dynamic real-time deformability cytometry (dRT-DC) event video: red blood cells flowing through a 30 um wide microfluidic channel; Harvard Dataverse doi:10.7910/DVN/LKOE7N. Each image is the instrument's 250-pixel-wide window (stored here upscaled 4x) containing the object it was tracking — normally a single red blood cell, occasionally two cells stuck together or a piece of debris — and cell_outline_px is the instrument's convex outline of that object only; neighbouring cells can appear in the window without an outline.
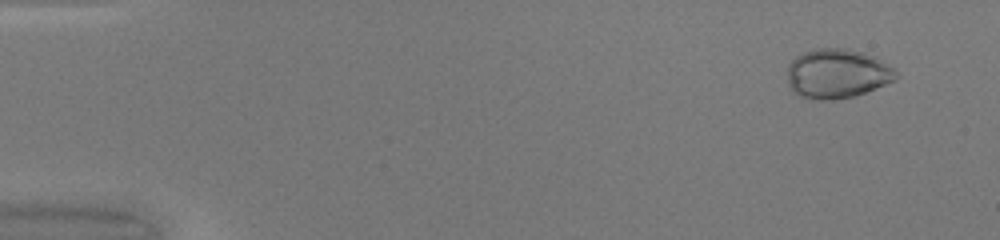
{"species": "common noctule bat (a hibernating species)", "species_latin": "Nyctalus noctula", "temperature_condition": "warm", "stored_images_in_passage": 50, "camera_frame_rate_fps": 3000, "um_per_image_px": 0.085, "animal": {"sex": "female", "body_mass_g": 20.0, "forearm_length_mm": 54.0}, "frame": {"image": 1, "passage_image": 4, "time_ms": 1.0, "image_size_px": [1000, 240], "cell_outline_px": [[900, 76], [896, 80], [856, 96], [832, 100], [812, 100], [796, 96], [792, 92], [788, 84], [788, 64], [796, 56], [804, 52], [816, 48], [844, 48], [864, 52], [876, 56], [892, 68]], "centroid_in_image_um": [71.14, 6.27], "position_along_channel_um": 13.9, "area_um2": 31.85}}
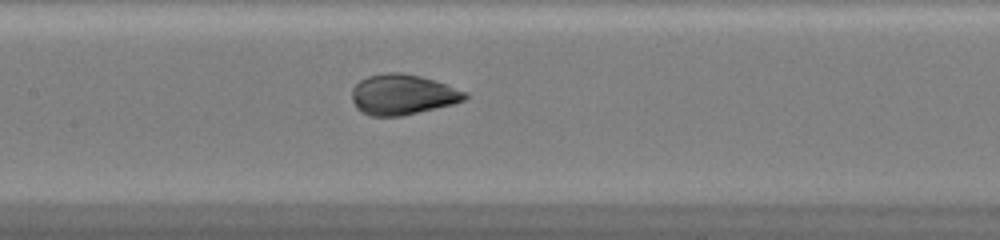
{"frame": {"image": 2, "passage_image": 25, "time_ms": 8.0, "image_size_px": [1000, 240], "cell_outline_px": [[468, 96], [464, 100], [452, 104], [400, 116], [372, 116], [360, 112], [356, 108], [352, 100], [352, 88], [360, 80], [368, 76], [384, 72], [400, 72], [420, 76], [436, 80], [468, 92]], "centroid_in_image_um": [34.21, 8.02], "position_along_channel_um": 173.2, "area_um2": 26.7}}
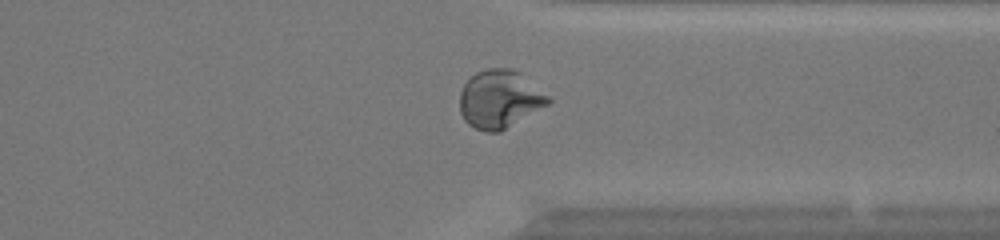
{"frame": {"image": 3, "passage_image": 39, "time_ms": 12.667, "image_size_px": [1000, 240], "cell_outline_px": [[552, 100], [548, 104], [500, 132], [484, 132], [468, 124], [464, 120], [460, 112], [460, 92], [464, 84], [476, 72], [488, 68], [512, 68], [548, 96]], "centroid_in_image_um": [42.43, 8.45], "position_along_channel_um": 369.0, "area_um2": 29.48}, "authors_computed_cell_mechanics": {"area_um2": 29.4491, "velocity_mm_per_s": 4.208, "shape_relaxation_time_tau1_ms": 8.4958, "shape_relaxation_time_tau2_ms": null, "deformation_change_tau1": 0.3036, "deformation_change_tau2": null}}